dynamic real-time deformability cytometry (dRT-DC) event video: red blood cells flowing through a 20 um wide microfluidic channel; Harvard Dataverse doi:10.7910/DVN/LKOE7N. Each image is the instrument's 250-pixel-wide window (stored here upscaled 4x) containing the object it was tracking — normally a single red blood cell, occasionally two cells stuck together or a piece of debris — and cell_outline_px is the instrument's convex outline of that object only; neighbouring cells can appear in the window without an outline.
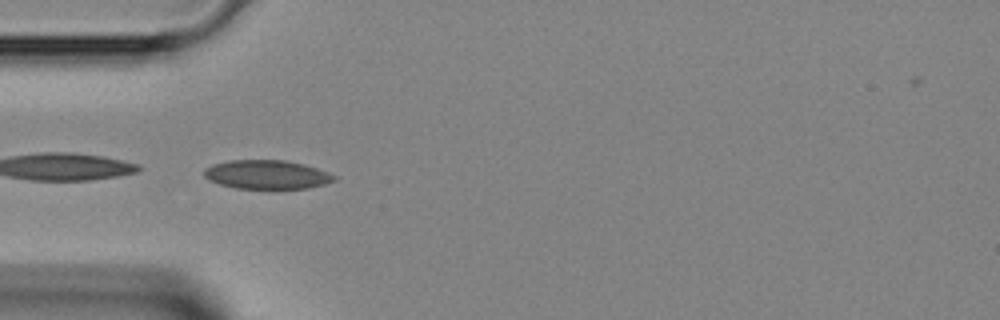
{"species": "Egyptian fruit bat (a non-hibernating species)", "species_latin": "Rousettus aegyptiacus", "temperature_condition": "room temperature", "stored_images_in_passage": 34, "camera_frame_rate_fps": 3000, "um_per_image_px": 0.085, "animal": {"sex": "female"}, "frame": {"image": 1, "passage_image": 3, "time_ms": 0.667, "image_size_px": [1000, 320], "cell_outline_px": [[336, 180], [324, 184], [308, 188], [232, 188], [208, 180], [204, 176], [204, 168], [212, 164], [228, 160], [288, 160], [304, 164], [328, 172], [336, 176]], "centroid_in_image_um": [22.65, 14.83], "position_along_channel_um": 62.3, "area_um2": 21.96}}
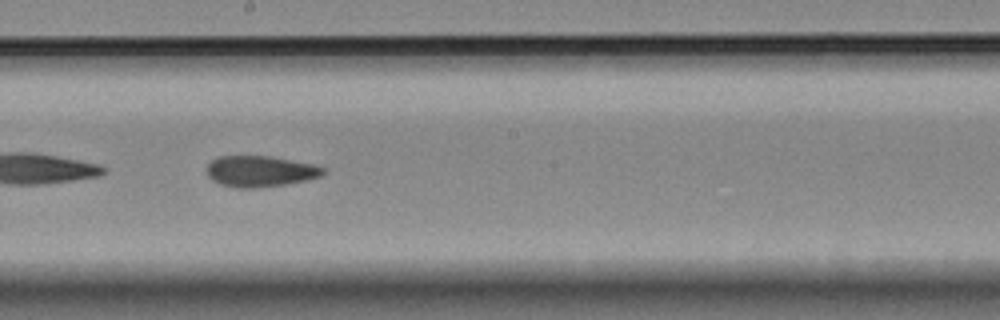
{"frame": {"image": 2, "passage_image": 14, "time_ms": 4.333, "image_size_px": [1000, 320], "cell_outline_px": [[324, 172], [320, 176], [304, 180], [284, 184], [252, 188], [240, 188], [220, 184], [212, 180], [208, 176], [204, 168], [212, 160], [220, 156], [268, 156], [312, 164], [324, 168]], "centroid_in_image_um": [22.04, 14.55], "position_along_channel_um": 226.2, "area_um2": 20.75}}
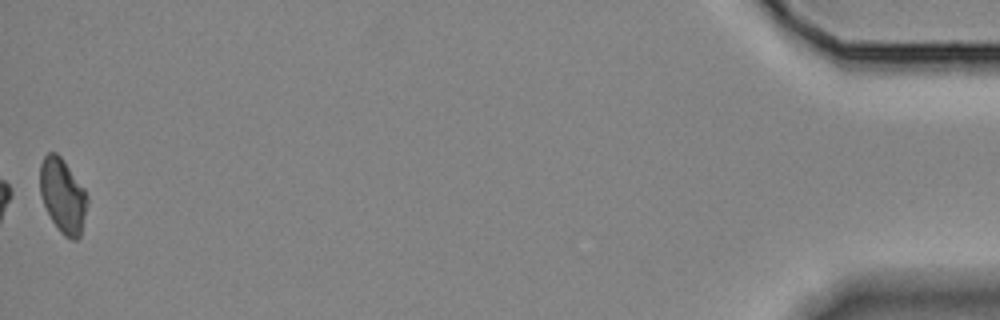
{"frame": {"image": 3, "passage_image": 34, "time_ms": 11.0, "image_size_px": [1000, 320], "cell_outline_px": [[88, 200], [80, 236], [76, 240], [72, 240], [64, 236], [60, 232], [52, 220], [40, 196], [40, 164], [44, 156], [48, 152], [56, 152], [60, 156], [84, 188], [88, 196]], "centroid_in_image_um": [5.33, 16.63], "position_along_channel_um": 429.9, "area_um2": 20.35}}